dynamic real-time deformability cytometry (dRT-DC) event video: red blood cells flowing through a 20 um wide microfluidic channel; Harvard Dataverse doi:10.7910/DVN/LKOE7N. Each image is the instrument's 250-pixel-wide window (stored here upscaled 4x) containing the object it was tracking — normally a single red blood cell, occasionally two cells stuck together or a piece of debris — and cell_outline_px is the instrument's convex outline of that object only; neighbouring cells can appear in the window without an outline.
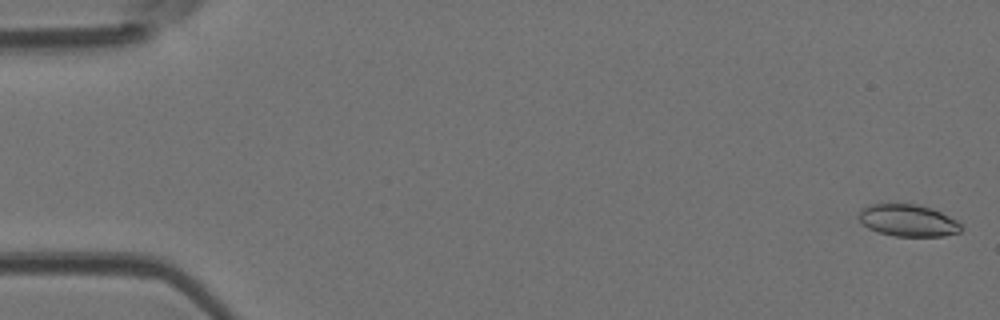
{"species": "Egyptian fruit bat (a non-hibernating species)", "species_latin": "Rousettus aegyptiacus", "temperature_condition": "room temperature", "stored_images_in_passage": 4, "camera_frame_rate_fps": 3000, "um_per_image_px": 0.085, "animal": {"sex": "female"}, "frame": {"image": 1, "passage_image": 1, "time_ms": 0.0, "image_size_px": [1000, 320], "cell_outline_px": [[960, 232], [944, 236], [896, 236], [876, 232], [868, 228], [856, 216], [860, 208], [872, 204], [920, 204], [932, 208], [956, 220], [960, 224]], "centroid_in_image_um": [77.13, 18.73], "position_along_channel_um": 7.9, "area_um2": 19.13}}
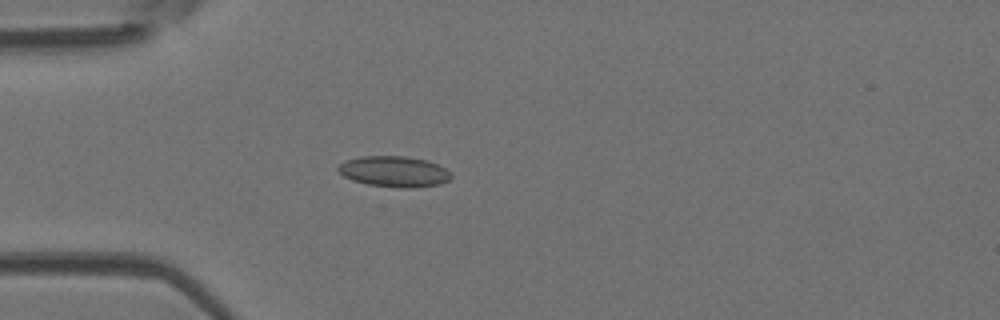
{"frame": {"image": 2, "passage_image": 4, "time_ms": 1.0, "image_size_px": [1000, 320], "cell_outline_px": [[452, 176], [448, 180], [440, 184], [416, 188], [396, 188], [368, 184], [352, 180], [344, 176], [336, 168], [344, 160], [360, 156], [404, 156], [428, 160], [452, 172]], "centroid_in_image_um": [33.51, 14.58], "position_along_channel_um": 51.5, "area_um2": 20.46}}